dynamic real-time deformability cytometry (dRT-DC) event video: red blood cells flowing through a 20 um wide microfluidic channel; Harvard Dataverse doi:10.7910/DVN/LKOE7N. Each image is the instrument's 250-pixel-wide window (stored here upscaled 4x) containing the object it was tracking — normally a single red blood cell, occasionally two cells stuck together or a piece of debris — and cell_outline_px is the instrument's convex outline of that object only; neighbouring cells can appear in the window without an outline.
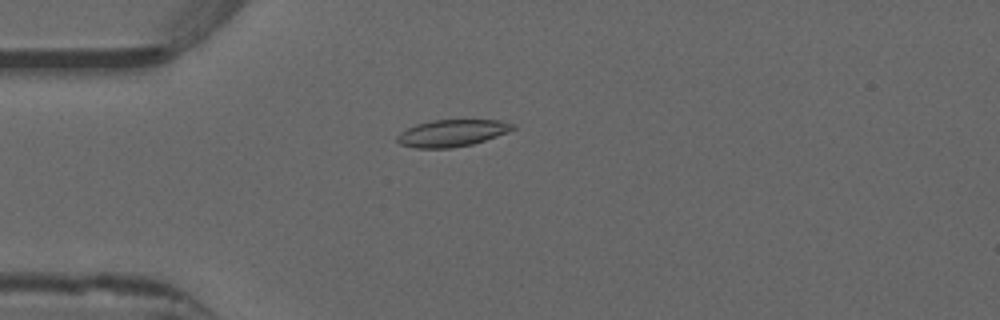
{"species": "common noctule bat (a hibernating species)", "species_latin": "Nyctalus noctula", "temperature_condition": "warm", "stored_images_in_passage": 48, "camera_frame_rate_fps": 3000, "um_per_image_px": 0.085, "animal": {"sex": "male", "forearm_length_mm": 52.5}, "frame": {"image": 1, "passage_image": 14, "time_ms": 4.333, "image_size_px": [1000, 320], "cell_outline_px": [[516, 128], [508, 132], [472, 144], [452, 148], [416, 148], [400, 144], [396, 140], [396, 136], [400, 132], [416, 124], [432, 120], [500, 120], [516, 124]], "centroid_in_image_um": [38.42, 11.31], "position_along_channel_um": 46.6, "area_um2": 18.15}}
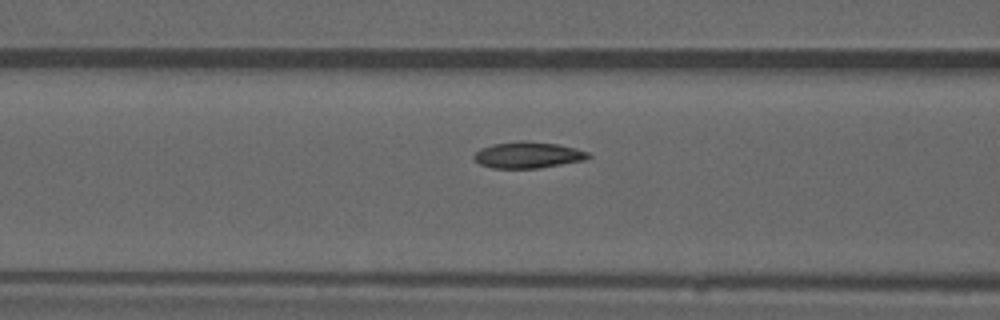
{"frame": {"image": 2, "passage_image": 21, "time_ms": 6.667, "image_size_px": [1000, 320], "cell_outline_px": [[592, 156], [584, 160], [540, 168], [492, 168], [480, 164], [472, 156], [480, 148], [492, 144], [520, 140], [524, 140], [556, 144], [576, 148], [588, 152]], "centroid_in_image_um": [44.86, 13.17], "position_along_channel_um": 121.7, "area_um2": 17.57}}
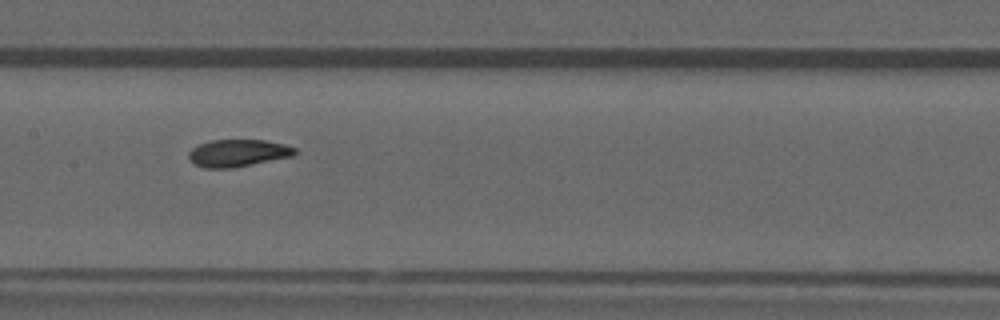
{"frame": {"image": 3, "passage_image": 26, "time_ms": 8.333, "image_size_px": [1000, 320], "cell_outline_px": [[296, 156], [232, 168], [204, 168], [196, 164], [188, 156], [188, 152], [192, 148], [200, 144], [212, 140], [264, 140], [284, 144], [296, 148]], "centroid_in_image_um": [20.27, 13.01], "position_along_channel_um": 187.1, "area_um2": 16.88}, "authors_computed_cell_mechanics": {"area_um2": 17.5134, "velocity_mm_per_s": 3.9262, "shape_relaxation_time_tau1_ms": 3.2324, "shape_relaxation_time_tau2_ms": 1.4974, "deformation_change_tau1": 0.1129, "deformation_change_tau2": 0.0557}}